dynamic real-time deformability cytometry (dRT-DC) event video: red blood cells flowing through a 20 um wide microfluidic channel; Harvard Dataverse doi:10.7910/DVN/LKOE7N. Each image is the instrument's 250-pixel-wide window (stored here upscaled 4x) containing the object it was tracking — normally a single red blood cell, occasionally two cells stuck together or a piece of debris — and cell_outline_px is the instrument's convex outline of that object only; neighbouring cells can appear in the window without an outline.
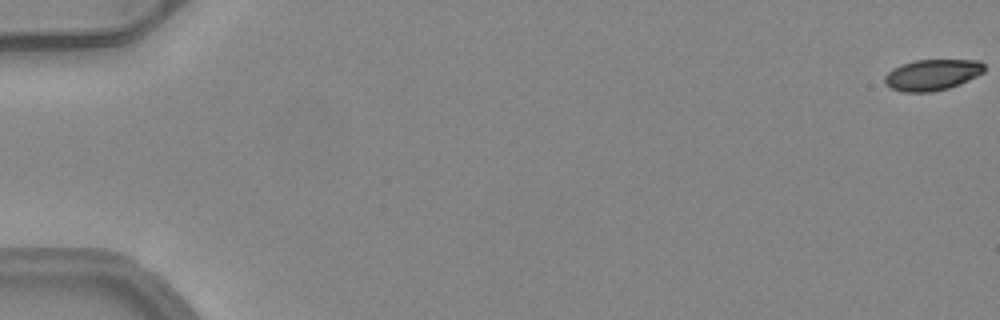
{"species": "common noctule bat (a hibernating species)", "species_latin": "Nyctalus noctula", "temperature_condition": "warm", "stored_images_in_passage": 52, "camera_frame_rate_fps": 3000, "um_per_image_px": 0.085, "animal": {"sex": "female", "body_mass_g": 24.6, "forearm_length_mm": 56.2}, "frame": {"image": 1, "passage_image": 1, "time_ms": 0.0, "image_size_px": [1000, 320], "cell_outline_px": [[984, 72], [960, 84], [948, 88], [932, 92], [900, 92], [884, 84], [884, 76], [892, 68], [900, 64], [916, 60], [980, 60], [984, 64]], "centroid_in_image_um": [79.21, 6.36], "position_along_channel_um": 5.8, "area_um2": 18.15}}
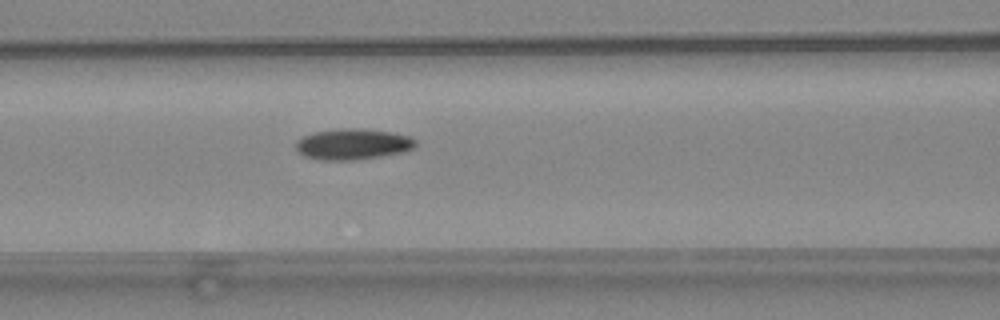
{"frame": {"image": 2, "passage_image": 24, "time_ms": 7.667, "image_size_px": [1000, 320], "cell_outline_px": [[416, 144], [412, 148], [404, 152], [356, 160], [320, 160], [304, 156], [296, 148], [296, 140], [312, 132], [340, 128], [356, 128], [392, 132], [408, 136], [416, 140]], "centroid_in_image_um": [29.97, 12.25], "position_along_channel_um": 136.6, "area_um2": 21.56}}
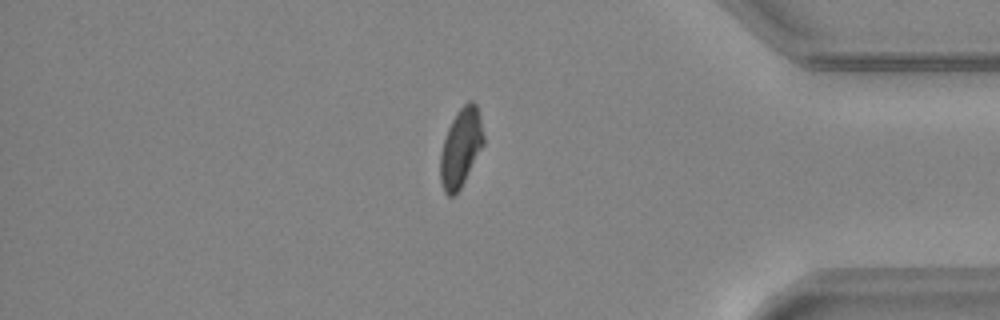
{"frame": {"image": 3, "passage_image": 45, "time_ms": 14.667, "image_size_px": [1000, 320], "cell_outline_px": [[484, 144], [460, 188], [452, 196], [448, 196], [444, 192], [440, 180], [440, 152], [448, 128], [456, 112], [468, 100], [472, 100], [476, 104], [480, 116], [484, 136]], "centroid_in_image_um": [39.17, 12.52], "position_along_channel_um": 396.0, "area_um2": 19.65}, "authors_computed_cell_mechanics": {"area_um2": 20.0277, "velocity_mm_per_s": 4.0965, "shape_relaxation_time_tau1_ms": 9.0095, "shape_relaxation_time_tau2_ms": 3.8029, "deformation_change_tau1": 0.1999, "deformation_change_tau2": 0.091}}